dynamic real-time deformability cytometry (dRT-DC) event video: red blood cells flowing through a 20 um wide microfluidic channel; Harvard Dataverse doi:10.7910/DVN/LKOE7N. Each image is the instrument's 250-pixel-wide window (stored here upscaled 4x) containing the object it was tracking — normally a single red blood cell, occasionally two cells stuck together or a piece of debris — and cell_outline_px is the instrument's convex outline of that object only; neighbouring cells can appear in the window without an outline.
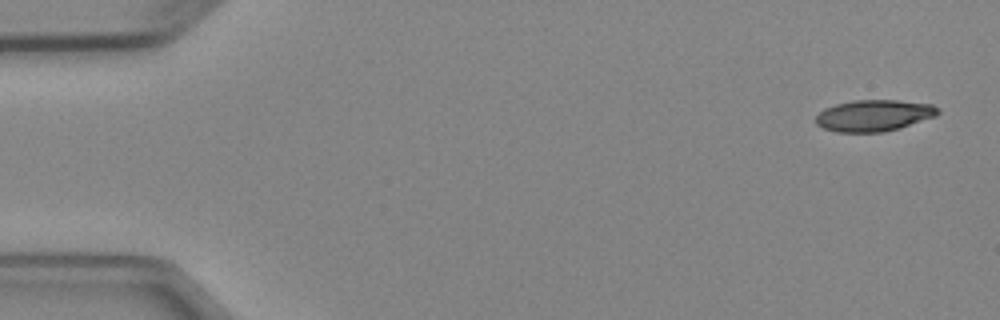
{"species": "Egyptian fruit bat (a non-hibernating species)", "species_latin": "Rousettus aegyptiacus", "temperature_condition": "cold", "stored_images_in_passage": 8, "camera_frame_rate_fps": 3000, "um_per_image_px": 0.085, "animal": {"sex": "female"}, "frame": {"image": 1, "passage_image": 1, "time_ms": 0.0, "image_size_px": [1000, 320], "cell_outline_px": [[940, 112], [936, 116], [900, 128], [884, 132], [836, 132], [824, 128], [816, 124], [816, 116], [824, 108], [836, 104], [852, 100], [900, 100], [932, 104], [940, 108]], "centroid_in_image_um": [74.31, 9.81], "position_along_channel_um": 10.7, "area_um2": 22.54}}
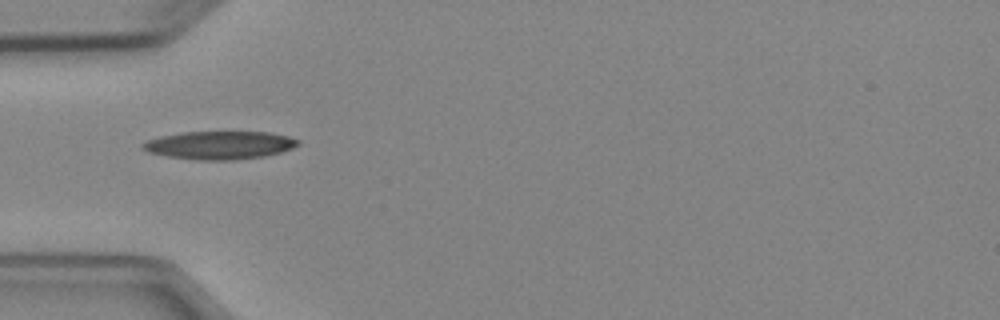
{"frame": {"image": 2, "passage_image": 5, "time_ms": 4.667, "image_size_px": [1000, 320], "cell_outline_px": [[300, 144], [292, 148], [280, 152], [264, 156], [232, 160], [200, 160], [168, 156], [148, 152], [140, 148], [140, 144], [148, 140], [160, 136], [180, 132], [268, 132], [288, 136], [300, 140]], "centroid_in_image_um": [18.65, 12.33], "position_along_channel_um": 66.4, "area_um2": 25.43}}
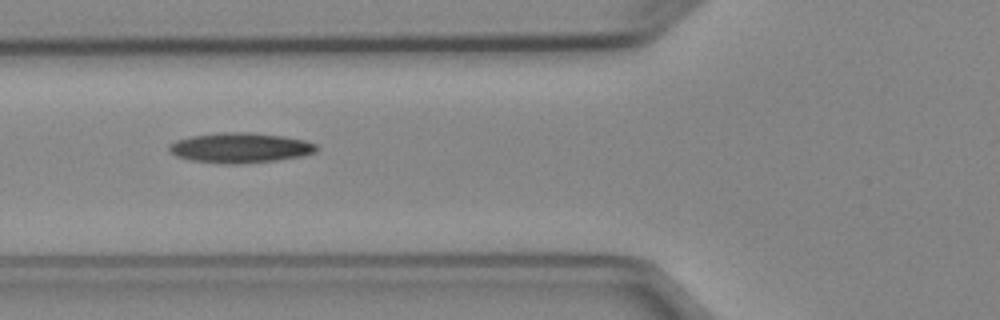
{"frame": {"image": 3, "passage_image": 6, "time_ms": 5.667, "image_size_px": [1000, 320], "cell_outline_px": [[316, 152], [304, 156], [276, 160], [240, 164], [224, 164], [188, 160], [176, 156], [168, 152], [168, 144], [176, 140], [192, 136], [220, 132], [248, 132], [284, 136], [304, 140], [316, 144]], "centroid_in_image_um": [20.37, 12.57], "position_along_channel_um": 105.4, "area_um2": 26.07}}